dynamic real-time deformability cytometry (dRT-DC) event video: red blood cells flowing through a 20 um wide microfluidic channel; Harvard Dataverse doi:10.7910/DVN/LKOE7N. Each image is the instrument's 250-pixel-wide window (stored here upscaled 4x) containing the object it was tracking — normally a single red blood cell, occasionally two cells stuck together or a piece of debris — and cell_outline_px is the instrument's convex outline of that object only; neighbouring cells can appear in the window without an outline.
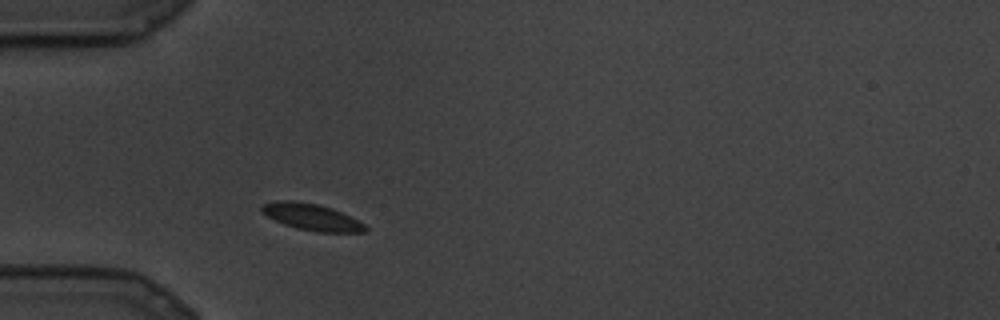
{"species": "common noctule bat (a hibernating species)", "species_latin": "Nyctalus noctula", "temperature_condition": "cold", "stored_images_in_passage": 19, "camera_frame_rate_fps": 3000, "um_per_image_px": 0.085, "animal": {"sex": "male", "body_mass_g": 19.5, "forearm_length_mm": 54.6}, "frame": {"image": 1, "passage_image": 1, "time_ms": 0.0, "image_size_px": [1000, 320], "cell_outline_px": [[368, 232], [316, 232], [296, 228], [284, 224], [268, 216], [260, 208], [264, 204], [276, 200], [292, 200], [316, 204], [332, 208], [364, 224], [368, 228]], "centroid_in_image_um": [26.5, 18.45], "position_along_channel_um": 58.5, "area_um2": 15.78}}
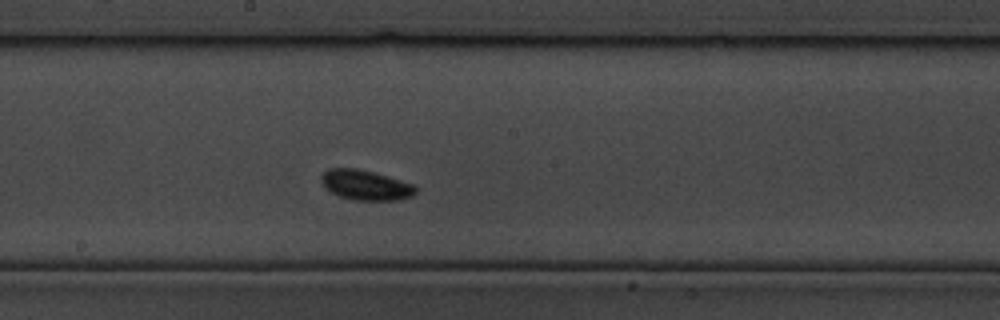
{"frame": {"image": 2, "passage_image": 8, "time_ms": 2.333, "image_size_px": [1000, 320], "cell_outline_px": [[416, 192], [412, 196], [400, 200], [356, 200], [340, 196], [324, 188], [320, 180], [320, 176], [328, 168], [360, 168], [416, 184]], "centroid_in_image_um": [31.09, 15.72], "position_along_channel_um": 217.1, "area_um2": 16.76}}
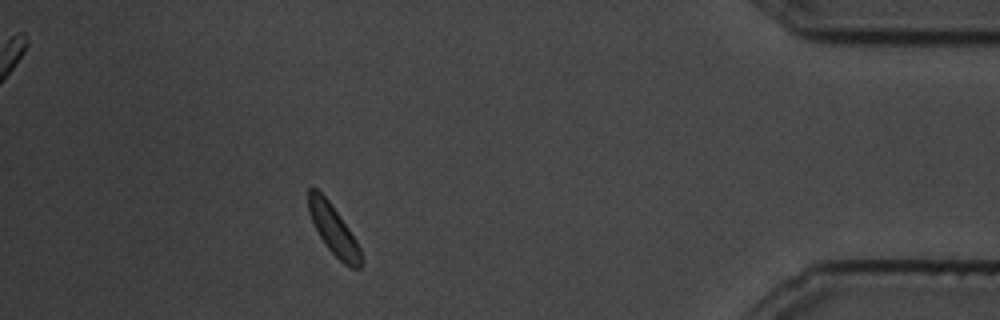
{"frame": {"image": 3, "passage_image": 17, "time_ms": 5.333, "image_size_px": [1000, 320], "cell_outline_px": [[360, 268], [352, 268], [344, 264], [324, 244], [308, 212], [308, 188], [316, 188], [328, 200], [340, 216], [356, 240], [360, 248]], "centroid_in_image_um": [28.32, 19.51], "position_along_channel_um": 406.9, "area_um2": 14.8}}